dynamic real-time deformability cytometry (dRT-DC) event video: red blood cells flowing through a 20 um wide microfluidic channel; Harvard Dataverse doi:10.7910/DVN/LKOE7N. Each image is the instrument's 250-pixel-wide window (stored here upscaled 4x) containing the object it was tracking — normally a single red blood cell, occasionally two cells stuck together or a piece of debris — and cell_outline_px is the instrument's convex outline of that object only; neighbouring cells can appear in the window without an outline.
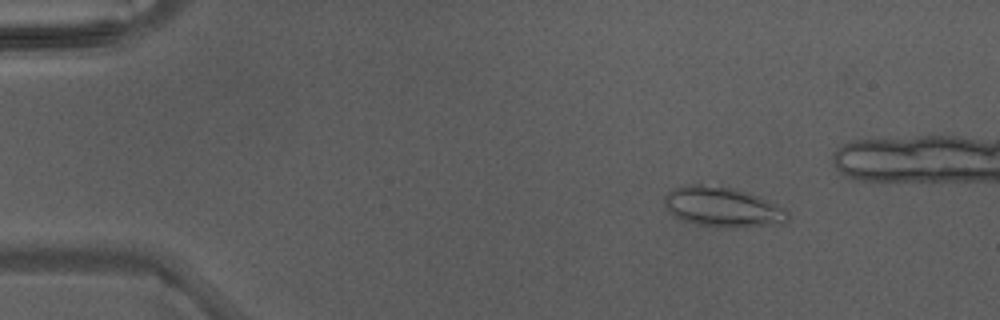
{"species": "Egyptian fruit bat (a non-hibernating species)", "species_latin": "Rousettus aegyptiacus", "temperature_condition": "warm", "stored_images_in_passage": 4, "camera_frame_rate_fps": 3000, "um_per_image_px": 0.085, "animal": {"sex": "male"}, "frame": {"image": 1, "passage_image": 1, "time_ms": 0.0, "image_size_px": [1000, 320], "cell_outline_px": [[788, 220], [768, 224], [736, 228], [724, 228], [692, 224], [680, 220], [668, 212], [664, 208], [664, 196], [668, 192], [684, 184], [700, 184], [732, 188], [756, 196], [776, 204], [784, 208], [788, 212]], "centroid_in_image_um": [61.31, 17.61], "position_along_channel_um": 23.7, "area_um2": 28.61}}